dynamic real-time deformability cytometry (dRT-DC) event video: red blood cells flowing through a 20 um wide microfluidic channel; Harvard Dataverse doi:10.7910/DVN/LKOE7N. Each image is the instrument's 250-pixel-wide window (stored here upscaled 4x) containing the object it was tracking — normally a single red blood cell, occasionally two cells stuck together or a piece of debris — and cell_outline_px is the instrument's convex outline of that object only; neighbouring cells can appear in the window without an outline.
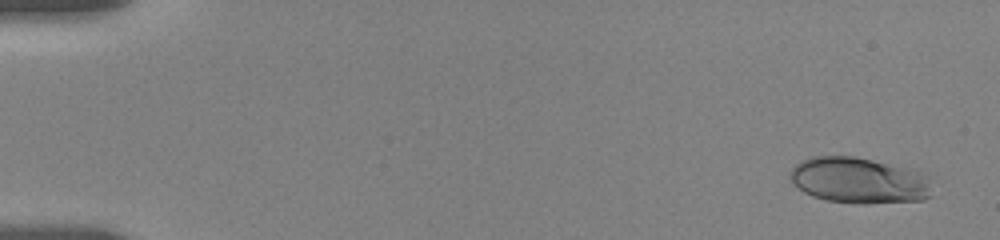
{"species": "human", "species_latin": "Homo sapiens", "temperature_condition": "room temperature", "stored_images_in_passage": 9, "camera_frame_rate_fps": 3000, "um_per_image_px": 0.085, "donor": {"sex": "female"}, "frame": {"image": 1, "passage_image": 2, "time_ms": 0.333, "image_size_px": [1000, 240], "cell_outline_px": [[932, 176], [928, 196], [924, 200], [864, 204], [860, 204], [828, 200], [812, 196], [804, 192], [792, 180], [788, 172], [800, 160], [812, 156], [852, 156], [916, 168]], "centroid_in_image_um": [73.08, 15.32], "position_along_channel_um": 11.9, "area_um2": 38.61}}
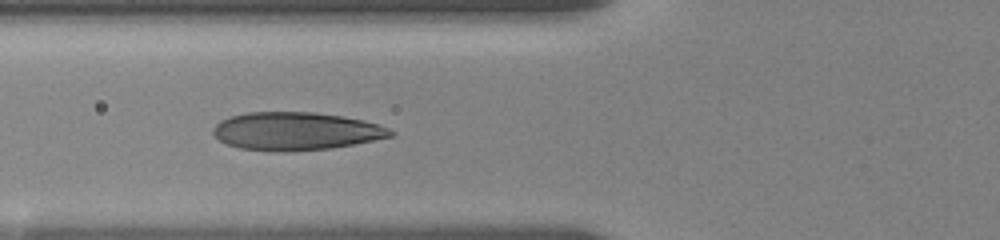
{"frame": {"image": 2, "passage_image": 8, "time_ms": 6.667, "image_size_px": [1000, 240], "cell_outline_px": [[396, 132], [392, 136], [332, 148], [284, 152], [240, 148], [228, 144], [220, 140], [212, 132], [212, 128], [220, 120], [232, 116], [248, 112], [312, 112], [340, 116], [364, 120], [388, 128]], "centroid_in_image_um": [25.13, 11.15], "position_along_channel_um": 100.7, "area_um2": 38.96}}
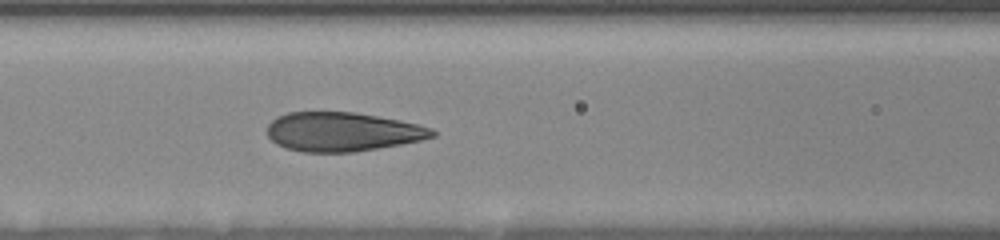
{"frame": {"image": 3, "passage_image": 9, "time_ms": 7.667, "image_size_px": [1000, 240], "cell_outline_px": [[436, 136], [420, 140], [400, 144], [352, 152], [304, 152], [284, 148], [276, 144], [268, 136], [268, 124], [276, 116], [288, 112], [356, 112], [400, 120], [432, 128], [436, 132]], "centroid_in_image_um": [29.08, 11.2], "position_along_channel_um": 137.5, "area_um2": 37.57}}